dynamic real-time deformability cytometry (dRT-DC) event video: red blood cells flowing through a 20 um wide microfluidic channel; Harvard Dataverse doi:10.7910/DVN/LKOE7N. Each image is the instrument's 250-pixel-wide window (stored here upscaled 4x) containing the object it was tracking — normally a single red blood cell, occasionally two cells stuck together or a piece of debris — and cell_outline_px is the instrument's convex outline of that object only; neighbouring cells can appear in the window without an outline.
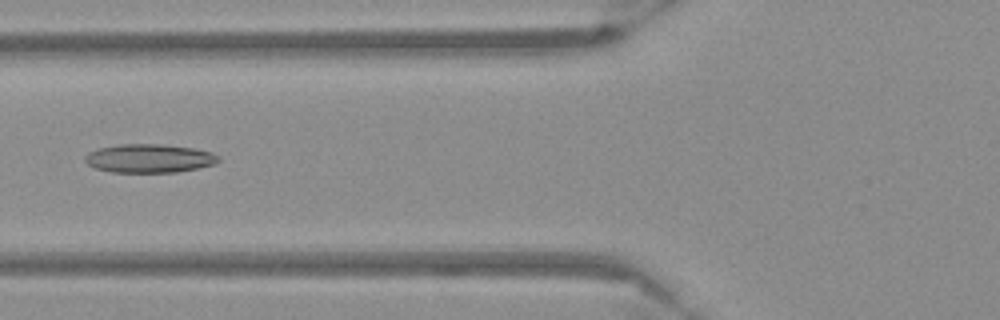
{"species": "Egyptian fruit bat (a non-hibernating species)", "species_latin": "Rousettus aegyptiacus", "temperature_condition": "warm", "stored_images_in_passage": 54, "camera_frame_rate_fps": 3000, "um_per_image_px": 0.085, "frame": {"image": 1, "passage_image": 22, "time_ms": 7.0, "image_size_px": [1000, 320], "cell_outline_px": [[220, 160], [216, 164], [176, 172], [112, 172], [96, 168], [88, 164], [84, 160], [84, 156], [88, 152], [100, 148], [120, 144], [160, 144], [196, 148], [212, 152], [220, 156]], "centroid_in_image_um": [12.72, 13.45], "position_along_channel_um": 113.1, "area_um2": 22.31}}
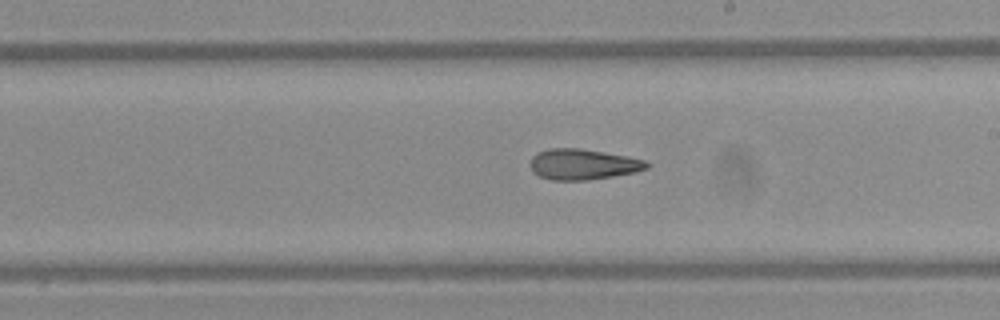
{"frame": {"image": 2, "passage_image": 32, "time_ms": 10.333, "image_size_px": [1000, 320], "cell_outline_px": [[652, 164], [648, 168], [636, 172], [588, 180], [552, 180], [540, 176], [532, 168], [532, 156], [536, 152], [548, 148], [580, 148], [628, 156], [644, 160]], "centroid_in_image_um": [49.59, 13.95], "position_along_channel_um": 239.4, "area_um2": 20.75}}
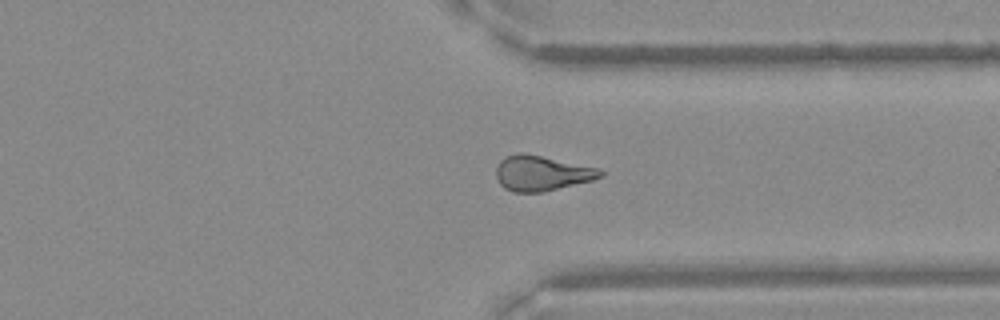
{"frame": {"image": 3, "passage_image": 42, "time_ms": 13.667, "image_size_px": [1000, 320], "cell_outline_px": [[604, 176], [592, 180], [544, 192], [512, 192], [504, 188], [500, 184], [496, 176], [496, 168], [500, 160], [504, 156], [520, 152], [600, 168], [604, 172]], "centroid_in_image_um": [46.03, 14.73], "position_along_channel_um": 365.4, "area_um2": 21.39}}